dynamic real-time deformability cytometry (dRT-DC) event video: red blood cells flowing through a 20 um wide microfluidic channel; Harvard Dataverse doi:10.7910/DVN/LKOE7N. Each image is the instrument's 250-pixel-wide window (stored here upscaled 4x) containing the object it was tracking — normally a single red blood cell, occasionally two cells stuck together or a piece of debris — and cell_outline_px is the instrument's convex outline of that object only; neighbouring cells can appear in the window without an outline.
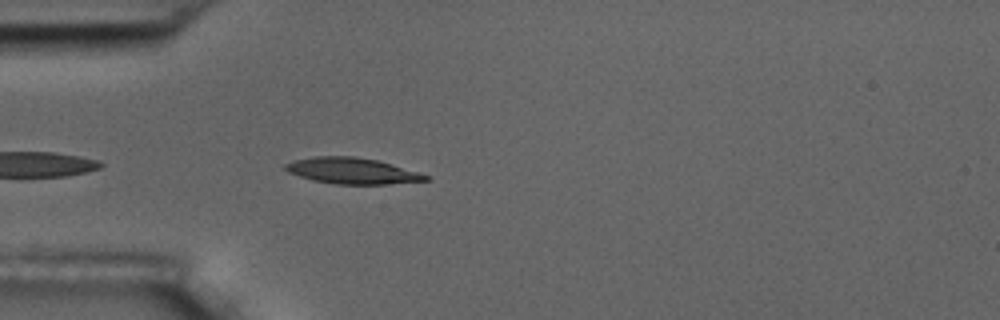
{"species": "common noctule bat (a hibernating species)", "species_latin": "Nyctalus noctula", "temperature_condition": "room temperature", "stored_images_in_passage": 4, "camera_frame_rate_fps": 3000, "um_per_image_px": 0.085, "animal": {"sex": "male", "body_mass_g": 17.5, "forearm_length_mm": 52.3}, "frame": {"image": 1, "passage_image": 4, "time_ms": 3.667, "image_size_px": [1000, 320], "cell_outline_px": [[428, 180], [384, 184], [336, 184], [312, 180], [288, 172], [284, 168], [284, 164], [292, 160], [316, 156], [352, 156], [376, 160], [416, 172], [428, 176]], "centroid_in_image_um": [29.83, 14.51], "position_along_channel_um": 55.2, "area_um2": 20.87}}